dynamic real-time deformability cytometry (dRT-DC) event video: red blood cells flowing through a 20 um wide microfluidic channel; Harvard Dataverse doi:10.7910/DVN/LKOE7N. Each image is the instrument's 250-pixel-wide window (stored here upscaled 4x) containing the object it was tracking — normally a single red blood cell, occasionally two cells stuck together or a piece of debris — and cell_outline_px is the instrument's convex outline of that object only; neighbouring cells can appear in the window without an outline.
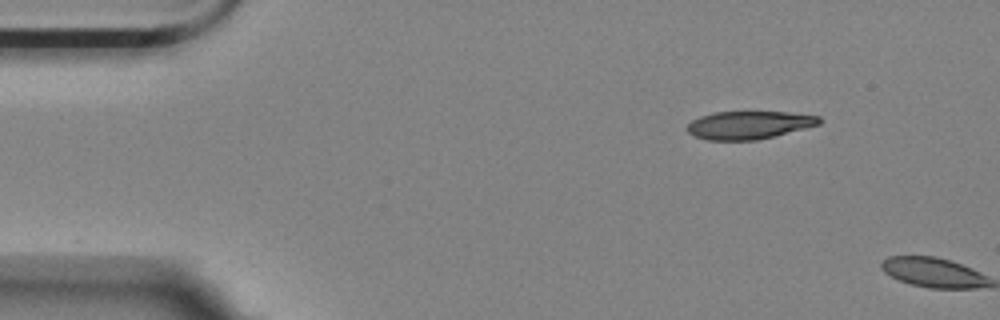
{"species": "Egyptian fruit bat (a non-hibernating species)", "species_latin": "Rousettus aegyptiacus", "temperature_condition": "room temperature", "stored_images_in_passage": 2, "camera_frame_rate_fps": 3000, "um_per_image_px": 0.085, "animal": {"sex": "female"}, "frame": {"image": 1, "passage_image": 1, "time_ms": 0.0, "image_size_px": [1000, 320], "cell_outline_px": [[820, 124], [756, 140], [708, 140], [696, 136], [688, 132], [688, 124], [692, 120], [700, 116], [716, 112], [788, 112], [820, 116]], "centroid_in_image_um": [63.65, 10.62], "position_along_channel_um": 21.4, "area_um2": 21.15}}